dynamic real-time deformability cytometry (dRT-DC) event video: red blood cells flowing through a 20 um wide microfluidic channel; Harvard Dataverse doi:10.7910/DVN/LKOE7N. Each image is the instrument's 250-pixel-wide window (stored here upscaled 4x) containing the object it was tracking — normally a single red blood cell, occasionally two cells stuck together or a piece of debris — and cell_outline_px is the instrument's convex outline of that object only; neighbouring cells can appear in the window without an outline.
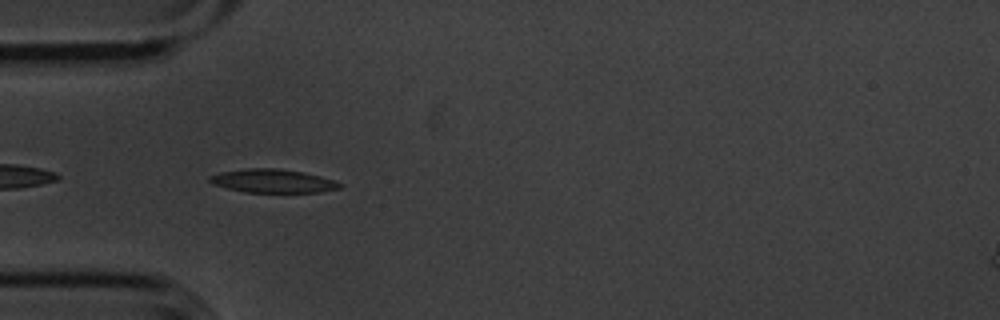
{"species": "common noctule bat (a hibernating species)", "species_latin": "Nyctalus noctula", "temperature_condition": "cold", "stored_images_in_passage": 26, "camera_frame_rate_fps": 3000, "um_per_image_px": 0.085, "animal": {"sex": "male", "body_mass_g": 20.1, "forearm_length_mm": 53.5}, "frame": {"image": 1, "passage_image": 2, "time_ms": 0.333, "image_size_px": [1000, 320], "cell_outline_px": [[344, 184], [340, 188], [320, 192], [244, 192], [212, 184], [208, 180], [208, 176], [220, 172], [248, 168], [276, 168], [304, 172], [336, 180]], "centroid_in_image_um": [23.2, 15.38], "position_along_channel_um": 61.8, "area_um2": 17.92}}
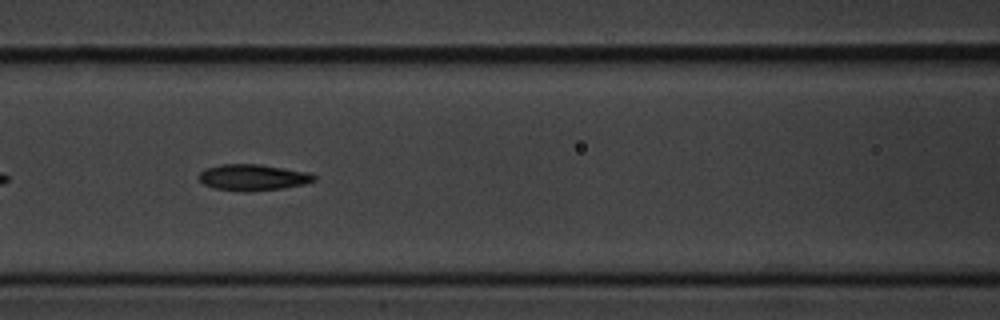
{"frame": {"image": 2, "passage_image": 9, "time_ms": 2.667, "image_size_px": [1000, 320], "cell_outline_px": [[316, 180], [304, 184], [284, 188], [244, 192], [212, 188], [204, 184], [196, 176], [204, 168], [220, 164], [260, 164], [308, 172], [316, 176]], "centroid_in_image_um": [21.46, 15.08], "position_along_channel_um": 145.1, "area_um2": 17.8}}
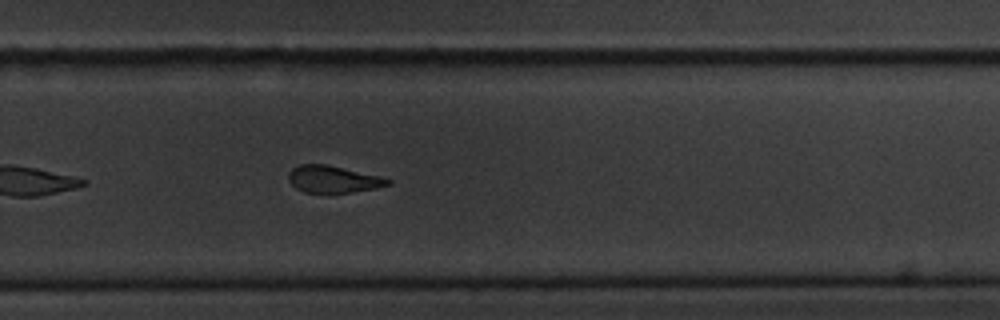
{"frame": {"image": 3, "passage_image": 22, "time_ms": 7.0, "image_size_px": [1000, 320], "cell_outline_px": [[392, 184], [376, 188], [352, 192], [304, 192], [296, 188], [288, 180], [288, 172], [292, 168], [300, 164], [328, 164], [380, 176], [392, 180]], "centroid_in_image_um": [28.32, 15.22], "position_along_channel_um": 301.5, "area_um2": 15.66}}